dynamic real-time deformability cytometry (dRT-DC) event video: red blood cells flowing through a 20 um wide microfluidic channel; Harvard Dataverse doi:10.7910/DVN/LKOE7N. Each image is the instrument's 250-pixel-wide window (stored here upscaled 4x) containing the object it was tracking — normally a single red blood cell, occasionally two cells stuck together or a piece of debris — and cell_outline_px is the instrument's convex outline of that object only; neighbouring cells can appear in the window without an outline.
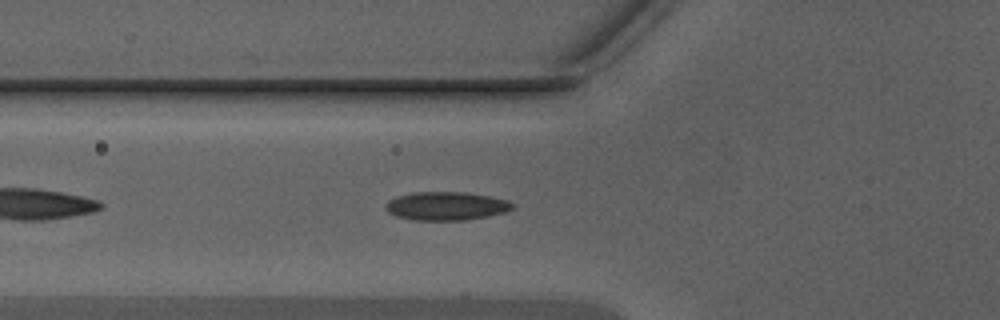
{"species": "Egyptian fruit bat (a non-hibernating species)", "species_latin": "Rousettus aegyptiacus", "temperature_condition": "warm", "stored_images_in_passage": 29, "camera_frame_rate_fps": 3000, "um_per_image_px": 0.085, "animal": {"sex": "male"}, "frame": {"image": 1, "passage_image": 4, "time_ms": 1.0, "image_size_px": [1000, 320], "cell_outline_px": [[516, 208], [508, 212], [488, 216], [464, 220], [412, 220], [396, 216], [388, 212], [384, 208], [384, 204], [388, 200], [396, 196], [412, 192], [464, 192], [492, 196], [508, 200], [516, 204]], "centroid_in_image_um": [37.96, 17.51], "position_along_channel_um": 87.8, "area_um2": 21.5}}
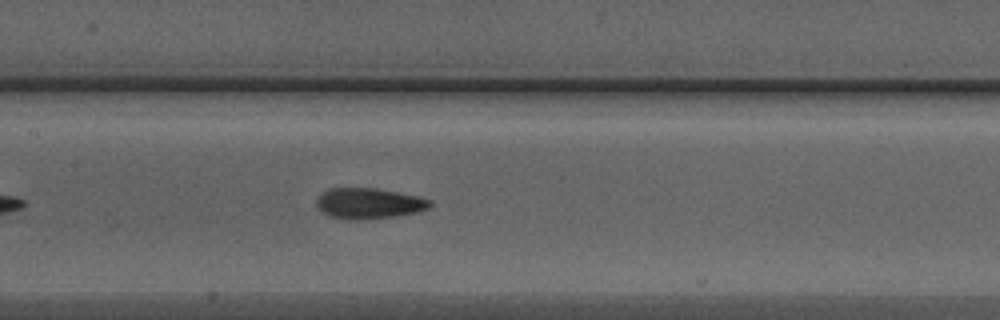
{"frame": {"image": 2, "passage_image": 10, "time_ms": 3.0, "image_size_px": [1000, 320], "cell_outline_px": [[432, 204], [428, 208], [416, 212], [392, 216], [360, 220], [348, 220], [328, 216], [316, 204], [316, 196], [332, 188], [376, 188], [420, 196], [432, 200]], "centroid_in_image_um": [31.35, 17.28], "position_along_channel_um": 176.0, "area_um2": 20.29}}
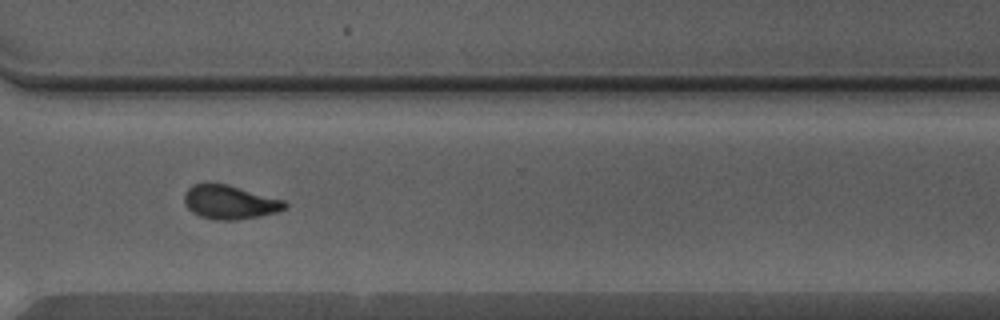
{"frame": {"image": 3, "passage_image": 22, "time_ms": 7.0, "image_size_px": [1000, 320], "cell_outline_px": [[288, 204], [284, 208], [276, 212], [260, 216], [236, 220], [216, 220], [200, 216], [192, 212], [184, 204], [184, 192], [192, 184], [228, 184], [284, 200]], "centroid_in_image_um": [19.5, 17.19], "position_along_channel_um": 351.1, "area_um2": 19.77}, "authors_computed_cell_mechanics": {"area_um2": 20.1722, "velocity_mm_per_s": 4.3779, "shape_relaxation_time_tau1_ms": 3.5563, "shape_relaxation_time_tau2_ms": 0.9325, "deformation_change_tau1": 0.1237, "deformation_change_tau2": 0.0591}}